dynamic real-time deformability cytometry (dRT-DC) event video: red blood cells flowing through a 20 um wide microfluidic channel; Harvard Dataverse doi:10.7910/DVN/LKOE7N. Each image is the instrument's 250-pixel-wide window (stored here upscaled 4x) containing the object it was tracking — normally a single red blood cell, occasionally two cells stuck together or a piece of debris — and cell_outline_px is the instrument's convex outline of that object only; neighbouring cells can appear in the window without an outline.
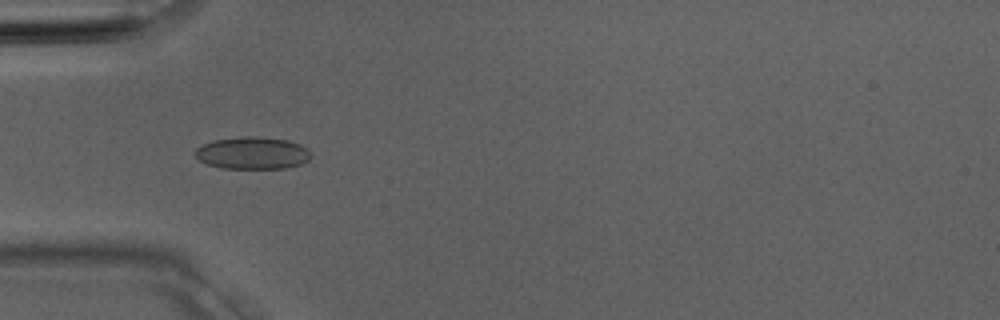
{"species": "Egyptian fruit bat (a non-hibernating species)", "species_latin": "Rousettus aegyptiacus", "temperature_condition": "room temperature", "stored_images_in_passage": 3, "camera_frame_rate_fps": 3000, "um_per_image_px": 0.085, "animal": {"sex": "male"}, "frame": {"image": 1, "passage_image": 3, "time_ms": 0.667, "image_size_px": [1000, 320], "cell_outline_px": [[312, 156], [308, 160], [300, 164], [288, 168], [224, 168], [208, 164], [200, 160], [196, 156], [196, 148], [212, 140], [244, 136], [252, 136], [288, 140], [300, 144], [308, 148], [312, 152]], "centroid_in_image_um": [21.51, 13.0], "position_along_channel_um": 63.5, "area_um2": 21.73}}